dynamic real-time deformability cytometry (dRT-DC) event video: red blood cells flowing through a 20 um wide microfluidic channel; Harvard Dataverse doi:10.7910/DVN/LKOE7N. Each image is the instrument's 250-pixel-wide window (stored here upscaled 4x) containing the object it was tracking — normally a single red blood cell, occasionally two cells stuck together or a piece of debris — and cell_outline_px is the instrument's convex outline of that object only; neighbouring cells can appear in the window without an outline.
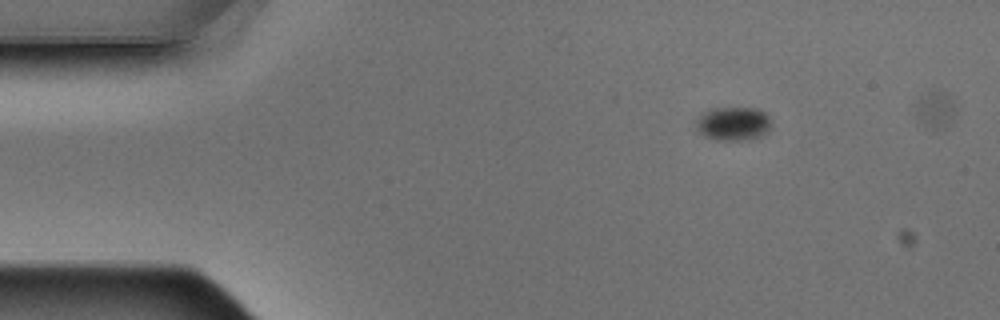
{"species": "Egyptian fruit bat (a non-hibernating species)", "species_latin": "Rousettus aegyptiacus", "temperature_condition": "warm", "stored_images_in_passage": 4, "camera_frame_rate_fps": 3000, "um_per_image_px": 0.085, "animal": {"sex": "male"}, "frame": {"image": 1, "passage_image": 1, "time_ms": 0.0, "image_size_px": [1000, 320], "cell_outline_px": [[772, 124], [760, 136], [744, 140], [716, 140], [704, 136], [696, 132], [696, 120], [704, 112], [712, 108], [756, 108], [764, 112], [772, 120]], "centroid_in_image_um": [62.29, 10.51], "position_along_channel_um": 22.7, "area_um2": 14.8}}